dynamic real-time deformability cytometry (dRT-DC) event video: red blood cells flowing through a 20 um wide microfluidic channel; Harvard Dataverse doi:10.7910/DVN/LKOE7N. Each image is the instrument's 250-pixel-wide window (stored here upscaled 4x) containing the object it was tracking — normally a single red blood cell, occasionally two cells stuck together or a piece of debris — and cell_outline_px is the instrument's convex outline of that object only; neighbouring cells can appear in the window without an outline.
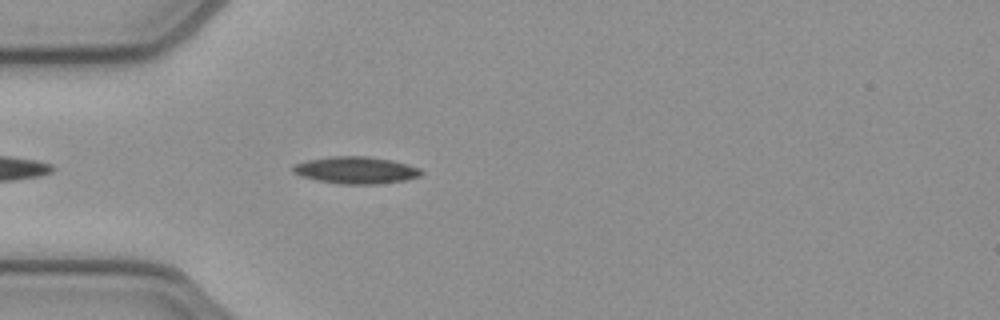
{"species": "common noctule bat (a hibernating species)", "species_latin": "Nyctalus noctula", "temperature_condition": "cold", "stored_images_in_passage": 26, "camera_frame_rate_fps": 3000, "um_per_image_px": 0.085, "animal": {"sex": "female", "body_mass_g": 21.9}, "frame": {"image": 1, "passage_image": 4, "time_ms": 1.0, "image_size_px": [1000, 320], "cell_outline_px": [[424, 172], [420, 176], [408, 180], [376, 184], [340, 184], [316, 180], [300, 176], [292, 172], [292, 164], [308, 160], [332, 156], [368, 156], [388, 160], [420, 168]], "centroid_in_image_um": [30.22, 14.47], "position_along_channel_um": 54.8, "area_um2": 20.23}}
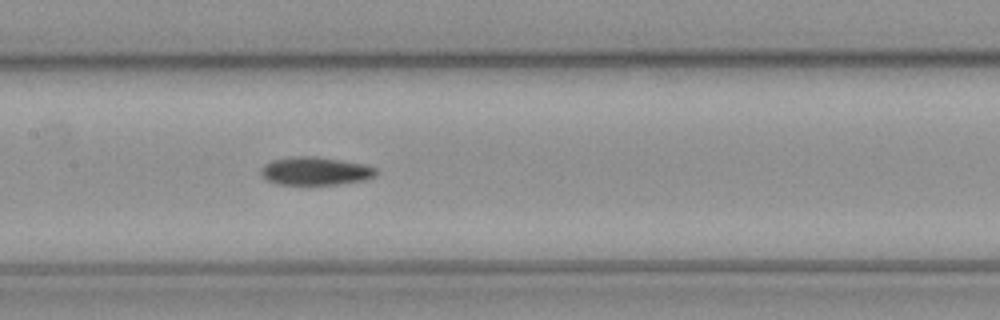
{"frame": {"image": 2, "passage_image": 14, "time_ms": 4.333, "image_size_px": [1000, 320], "cell_outline_px": [[376, 176], [364, 180], [340, 184], [276, 184], [268, 180], [260, 172], [264, 164], [272, 160], [292, 156], [312, 156], [340, 160], [364, 164], [376, 168]], "centroid_in_image_um": [26.81, 14.53], "position_along_channel_um": 180.6, "area_um2": 18.73}}
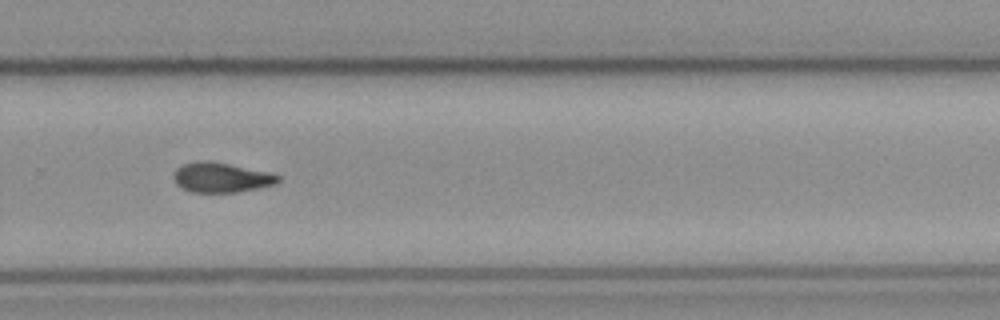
{"frame": {"image": 3, "passage_image": 24, "time_ms": 7.667, "image_size_px": [1000, 320], "cell_outline_px": [[280, 180], [276, 184], [260, 188], [240, 192], [192, 192], [176, 184], [172, 176], [176, 168], [184, 164], [196, 160], [208, 160], [268, 172], [280, 176]], "centroid_in_image_um": [18.79, 15.08], "position_along_channel_um": 311.0, "area_um2": 18.21}}